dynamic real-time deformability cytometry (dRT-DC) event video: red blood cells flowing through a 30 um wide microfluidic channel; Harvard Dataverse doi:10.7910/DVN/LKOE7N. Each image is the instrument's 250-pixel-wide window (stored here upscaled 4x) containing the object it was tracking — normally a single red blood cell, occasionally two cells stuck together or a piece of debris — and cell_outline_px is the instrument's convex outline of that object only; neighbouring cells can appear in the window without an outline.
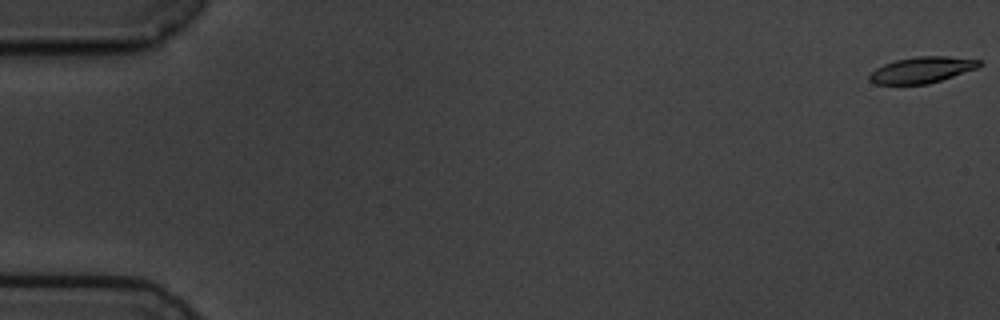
{"species": "common noctule bat (a hibernating species)", "species_latin": "Nyctalus noctula", "temperature_condition": "cold", "stored_images_in_passage": 5, "camera_frame_rate_fps": 3000, "um_per_image_px": 0.085, "animal": {"sex": "male", "body_mass_g": 19.5, "forearm_length_mm": 54.6}, "frame": {"image": 1, "passage_image": 1, "time_ms": 0.0, "image_size_px": [1000, 320], "cell_outline_px": [[980, 64], [976, 68], [928, 84], [876, 84], [868, 80], [868, 76], [876, 68], [884, 64], [896, 60], [916, 56], [948, 56], [980, 60]], "centroid_in_image_um": [78.31, 5.94], "position_along_channel_um": 6.7, "area_um2": 16.47}}
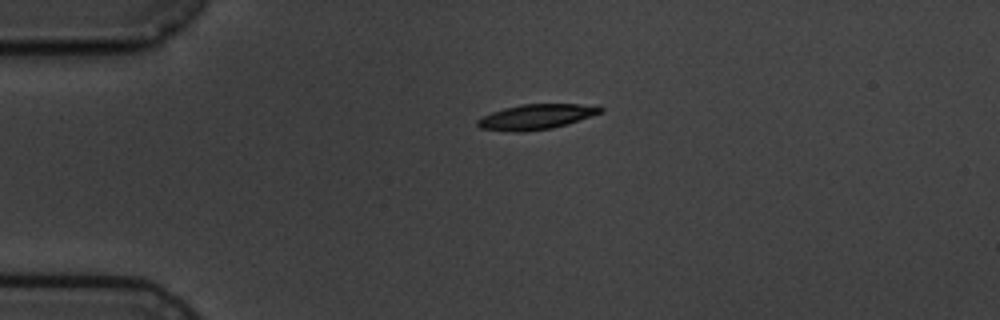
{"frame": {"image": 2, "passage_image": 4, "time_ms": 4.333, "image_size_px": [1000, 320], "cell_outline_px": [[604, 112], [592, 116], [552, 128], [524, 132], [516, 132], [480, 128], [476, 124], [476, 120], [492, 112], [504, 108], [520, 104], [600, 104], [604, 108]], "centroid_in_image_um": [45.64, 9.91], "position_along_channel_um": 39.4, "area_um2": 18.15}}